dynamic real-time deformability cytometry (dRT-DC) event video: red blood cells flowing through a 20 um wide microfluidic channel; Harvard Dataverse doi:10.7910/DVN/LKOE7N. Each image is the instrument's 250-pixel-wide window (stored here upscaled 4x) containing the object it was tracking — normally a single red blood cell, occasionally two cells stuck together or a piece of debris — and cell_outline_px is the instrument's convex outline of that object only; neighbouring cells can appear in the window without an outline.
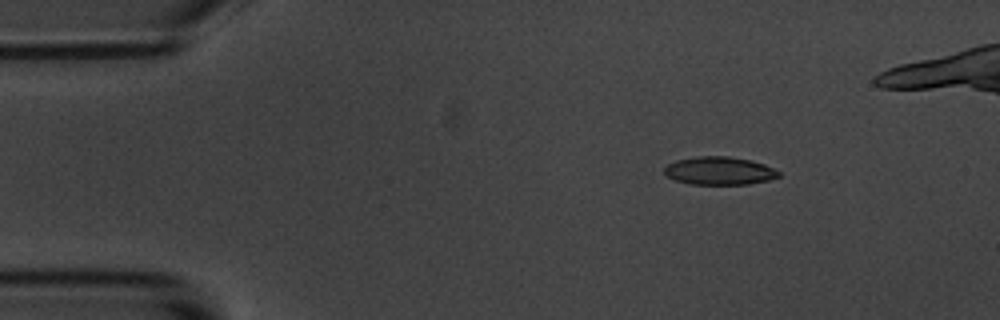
{"species": "common noctule bat (a hibernating species)", "species_latin": "Nyctalus noctula", "temperature_condition": "room temperature", "stored_images_in_passage": 4, "camera_frame_rate_fps": 3000, "um_per_image_px": 0.085, "animal": {"sex": "male", "body_mass_g": 20.1, "forearm_length_mm": 53.5}, "frame": {"image": 1, "passage_image": 1, "time_ms": 0.0, "image_size_px": [1000, 320], "cell_outline_px": [[780, 176], [768, 180], [748, 184], [688, 184], [676, 180], [668, 176], [664, 172], [664, 168], [668, 164], [676, 160], [696, 156], [728, 156], [748, 160], [764, 164], [780, 172]], "centroid_in_image_um": [61.13, 14.51], "position_along_channel_um": 23.9, "area_um2": 18.55}}